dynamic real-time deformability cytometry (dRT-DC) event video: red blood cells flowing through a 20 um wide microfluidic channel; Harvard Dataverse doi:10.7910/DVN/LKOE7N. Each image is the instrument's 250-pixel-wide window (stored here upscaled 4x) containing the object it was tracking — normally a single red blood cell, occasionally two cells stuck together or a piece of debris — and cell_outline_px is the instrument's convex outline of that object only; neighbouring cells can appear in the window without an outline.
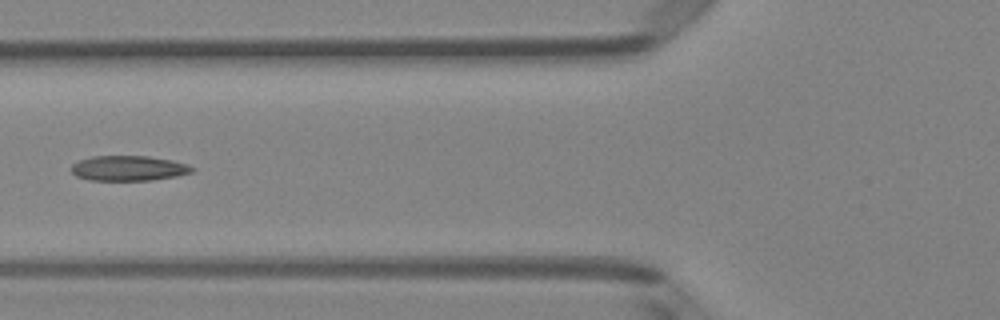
{"species": "Egyptian fruit bat (a non-hibernating species)", "species_latin": "Rousettus aegyptiacus", "temperature_condition": "room temperature", "stored_images_in_passage": 6, "camera_frame_rate_fps": 3000, "um_per_image_px": 0.085, "animal": {"sex": "female"}, "frame": {"image": 1, "passage_image": 6, "time_ms": 1.667, "image_size_px": [1000, 320], "cell_outline_px": [[196, 168], [192, 172], [176, 176], [152, 180], [88, 180], [76, 176], [72, 172], [72, 164], [80, 160], [92, 156], [148, 156], [172, 160]], "centroid_in_image_um": [10.91, 14.3], "position_along_channel_um": 114.9, "area_um2": 17.57}}